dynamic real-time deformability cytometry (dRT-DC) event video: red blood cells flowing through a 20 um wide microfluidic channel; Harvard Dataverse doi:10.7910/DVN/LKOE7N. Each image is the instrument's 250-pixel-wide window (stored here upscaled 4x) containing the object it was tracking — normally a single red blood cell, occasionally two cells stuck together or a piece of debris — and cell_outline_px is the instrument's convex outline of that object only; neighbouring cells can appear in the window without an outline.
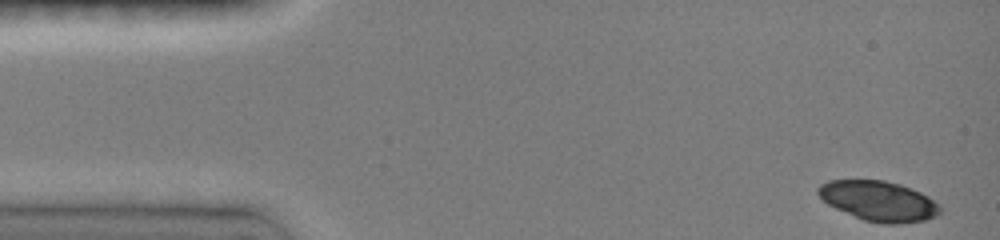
{"species": "common noctule bat (a hibernating species)", "species_latin": "Nyctalus noctula", "temperature_condition": "room temperature", "stored_images_in_passage": 13, "camera_frame_rate_fps": 3000, "um_per_image_px": 0.085, "animal": {"sex": "female", "body_mass_g": 19.0, "forearm_length_mm": 51.5}, "frame": {"image": 1, "passage_image": 1, "time_ms": 0.0, "image_size_px": [1000, 240], "cell_outline_px": [[940, 212], [936, 216], [924, 220], [900, 224], [884, 224], [864, 220], [836, 208], [828, 204], [816, 192], [816, 188], [820, 184], [828, 180], [884, 180], [900, 184], [920, 192], [928, 196], [940, 204]], "centroid_in_image_um": [74.69, 17.08], "position_along_channel_um": 10.3, "area_um2": 28.44}}
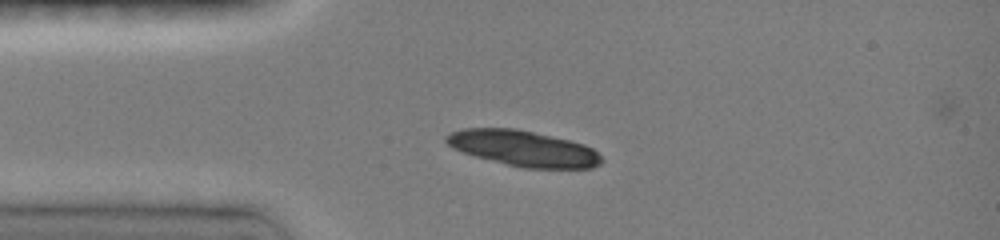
{"frame": {"image": 2, "passage_image": 10, "time_ms": 3.0, "image_size_px": [1000, 240], "cell_outline_px": [[604, 160], [600, 164], [592, 168], [524, 168], [476, 156], [452, 148], [444, 140], [444, 136], [452, 132], [464, 128], [516, 128], [568, 140], [584, 144], [592, 148]], "centroid_in_image_um": [44.48, 12.61], "position_along_channel_um": 40.5, "area_um2": 32.02}}